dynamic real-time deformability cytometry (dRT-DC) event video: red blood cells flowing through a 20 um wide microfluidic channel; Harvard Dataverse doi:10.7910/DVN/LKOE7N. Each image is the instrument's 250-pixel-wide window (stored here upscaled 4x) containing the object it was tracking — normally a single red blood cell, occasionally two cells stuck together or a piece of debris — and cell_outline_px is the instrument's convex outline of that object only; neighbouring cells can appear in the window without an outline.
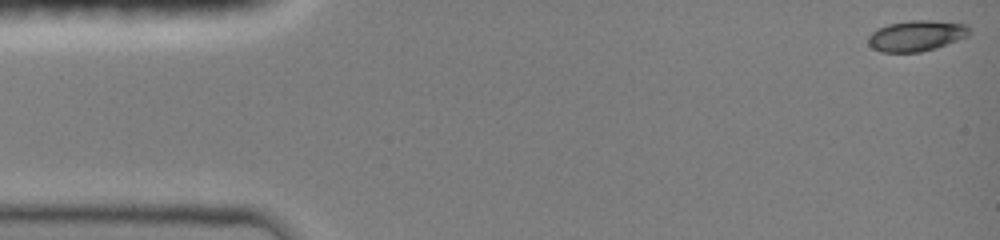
{"species": "common noctule bat (a hibernating species)", "species_latin": "Nyctalus noctula", "temperature_condition": "room temperature", "stored_images_in_passage": 10, "camera_frame_rate_fps": 3000, "um_per_image_px": 0.085, "animal": {"sex": "female", "body_mass_g": 19.0, "forearm_length_mm": 51.5}, "frame": {"image": 1, "passage_image": 1, "time_ms": 0.0, "image_size_px": [1000, 240], "cell_outline_px": [[968, 36], [936, 48], [920, 52], [880, 52], [872, 48], [868, 44], [868, 36], [872, 32], [888, 24], [908, 20], [932, 20], [968, 24]], "centroid_in_image_um": [77.88, 3.04], "position_along_channel_um": 7.1, "area_um2": 18.15}}
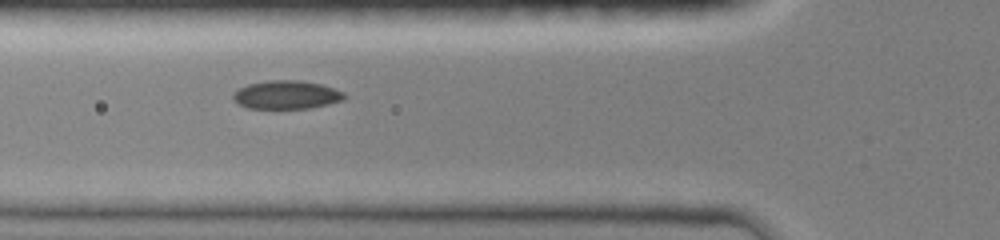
{"frame": {"image": 2, "passage_image": 7, "time_ms": 5.333, "image_size_px": [1000, 240], "cell_outline_px": [[348, 96], [344, 100], [328, 104], [308, 108], [248, 108], [232, 100], [232, 96], [240, 88], [248, 84], [268, 80], [300, 80], [320, 84], [344, 92]], "centroid_in_image_um": [24.37, 8.05], "position_along_channel_um": 101.4, "area_um2": 18.32}}
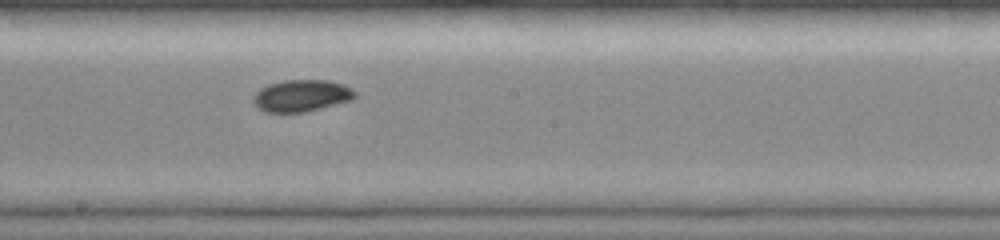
{"frame": {"image": 3, "passage_image": 10, "time_ms": 8.333, "image_size_px": [1000, 240], "cell_outline_px": [[356, 96], [352, 100], [304, 112], [264, 112], [256, 108], [252, 100], [252, 96], [260, 88], [268, 84], [284, 80], [328, 80], [344, 84], [356, 92]], "centroid_in_image_um": [25.59, 8.13], "position_along_channel_um": 222.6, "area_um2": 19.02}}